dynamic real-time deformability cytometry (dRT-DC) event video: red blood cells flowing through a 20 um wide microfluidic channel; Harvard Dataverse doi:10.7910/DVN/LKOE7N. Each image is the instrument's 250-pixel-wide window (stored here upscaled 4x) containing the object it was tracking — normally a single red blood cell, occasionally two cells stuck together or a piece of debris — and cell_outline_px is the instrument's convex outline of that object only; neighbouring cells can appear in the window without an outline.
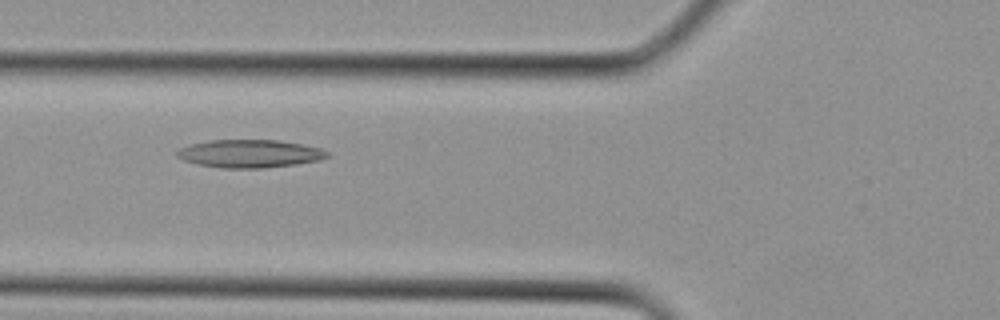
{"species": "Egyptian fruit bat (a non-hibernating species)", "species_latin": "Rousettus aegyptiacus", "temperature_condition": "cold", "stored_images_in_passage": 4, "camera_frame_rate_fps": 3000, "um_per_image_px": 0.085, "animal": {"sex": "female"}, "frame": {"image": 1, "passage_image": 4, "time_ms": 1.0, "image_size_px": [1000, 320], "cell_outline_px": [[328, 156], [320, 160], [296, 164], [264, 168], [220, 168], [196, 164], [184, 160], [176, 156], [176, 152], [180, 148], [192, 144], [208, 140], [280, 140], [304, 144], [320, 148], [328, 152]], "centroid_in_image_um": [21.23, 13.06], "position_along_channel_um": 104.6, "area_um2": 24.57}}